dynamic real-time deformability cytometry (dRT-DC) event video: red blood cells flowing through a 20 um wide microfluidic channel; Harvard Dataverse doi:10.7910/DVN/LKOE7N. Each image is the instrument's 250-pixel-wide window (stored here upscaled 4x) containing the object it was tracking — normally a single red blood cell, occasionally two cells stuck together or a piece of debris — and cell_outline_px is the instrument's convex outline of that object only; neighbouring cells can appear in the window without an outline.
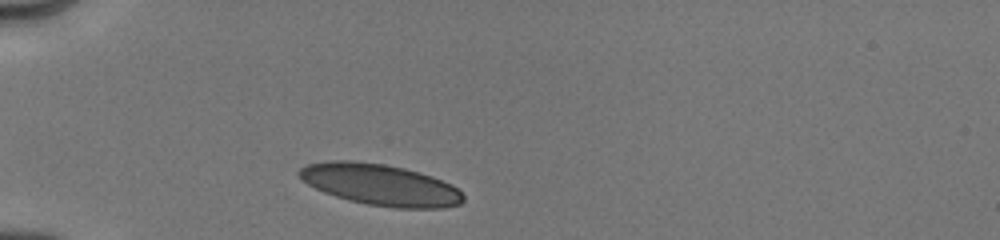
{"species": "human", "species_latin": "Homo sapiens", "temperature_condition": "cold", "stored_images_in_passage": 24, "camera_frame_rate_fps": 3000, "um_per_image_px": 0.085, "donor": {"sex": "male"}, "frame": {"image": 1, "passage_image": 1, "time_ms": 0.0, "image_size_px": [1000, 240], "cell_outline_px": [[464, 200], [460, 204], [444, 208], [396, 208], [368, 204], [348, 200], [324, 192], [308, 184], [296, 172], [304, 164], [332, 160], [352, 160], [384, 164], [404, 168], [420, 172], [432, 176], [452, 184], [464, 196]], "centroid_in_image_um": [32.33, 15.69], "position_along_channel_um": 52.7, "area_um2": 39.54}}
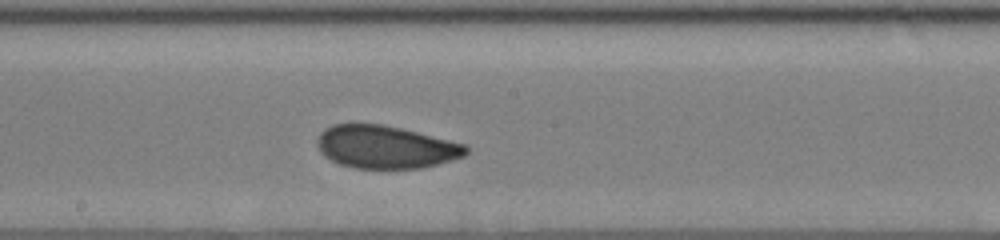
{"frame": {"image": 2, "passage_image": 11, "time_ms": 4.667, "image_size_px": [1000, 240], "cell_outline_px": [[468, 152], [464, 156], [436, 164], [420, 168], [356, 168], [340, 164], [324, 156], [320, 152], [316, 144], [316, 140], [320, 132], [324, 128], [332, 124], [384, 124], [468, 144]], "centroid_in_image_um": [32.76, 12.48], "position_along_channel_um": 215.4, "area_um2": 37.22}}
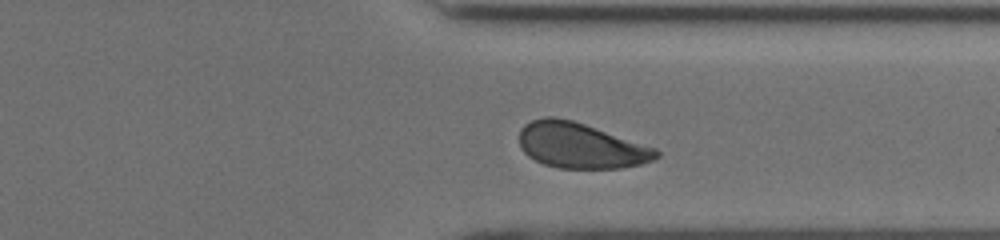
{"frame": {"image": 3, "passage_image": 21, "time_ms": 8.333, "image_size_px": [1000, 240], "cell_outline_px": [[660, 156], [656, 160], [640, 164], [620, 168], [560, 168], [544, 164], [528, 156], [520, 148], [520, 128], [524, 124], [532, 120], [544, 116], [552, 116], [572, 120], [656, 148], [660, 152]], "centroid_in_image_um": [49.35, 12.37], "position_along_channel_um": 362.1, "area_um2": 36.24}, "authors_computed_cell_mechanics": {"area_um2": 37.3099, "velocity_mm_per_s": 3.9858, "shape_relaxation_time_tau1_ms": 4.7447, "shape_relaxation_time_tau2_ms": 0.7778, "deformation_change_tau1": 0.1119, "deformation_change_tau2": 0.0657}}